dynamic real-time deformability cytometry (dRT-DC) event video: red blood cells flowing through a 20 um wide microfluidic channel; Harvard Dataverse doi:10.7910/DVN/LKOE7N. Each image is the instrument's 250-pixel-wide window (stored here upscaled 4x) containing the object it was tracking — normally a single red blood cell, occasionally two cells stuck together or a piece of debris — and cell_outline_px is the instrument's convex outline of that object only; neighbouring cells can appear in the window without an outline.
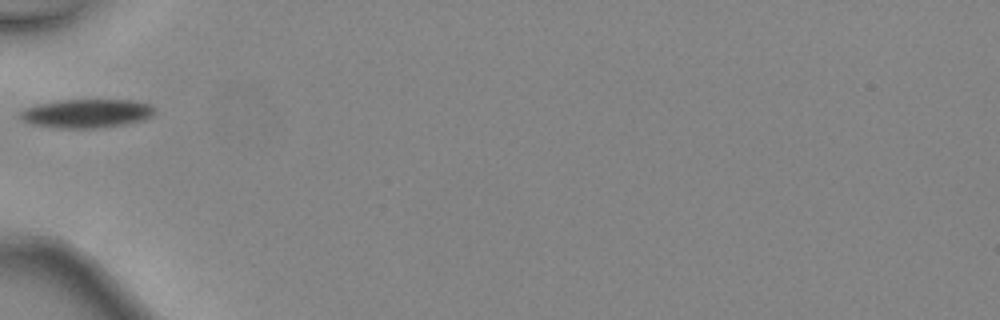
{"species": "common noctule bat (a hibernating species)", "species_latin": "Nyctalus noctula", "temperature_condition": "warm", "stored_images_in_passage": 8, "camera_frame_rate_fps": 3000, "um_per_image_px": 0.085, "animal": {"sex": "female", "body_mass_g": 24.6, "forearm_length_mm": 56.2}, "frame": {"image": 1, "passage_image": 1, "time_ms": 0.0, "image_size_px": [1000, 320], "cell_outline_px": [[156, 112], [140, 120], [124, 124], [100, 128], [52, 128], [28, 124], [20, 120], [20, 112], [24, 108], [40, 104], [60, 100], [136, 100], [152, 104], [156, 108]], "centroid_in_image_um": [7.33, 9.64], "position_along_channel_um": 77.7, "area_um2": 22.72}}
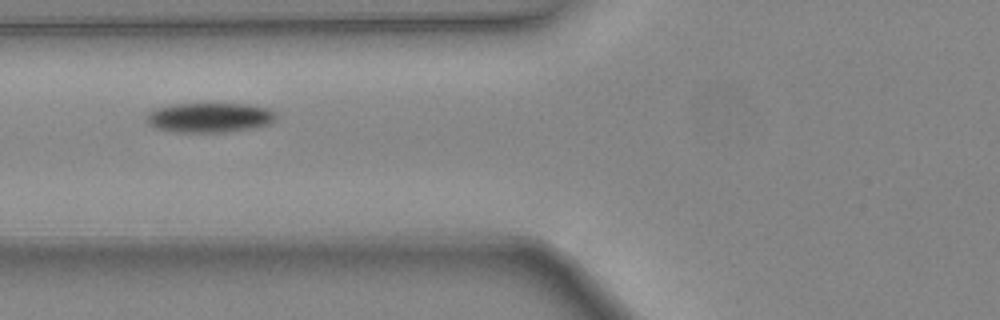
{"frame": {"image": 2, "passage_image": 3, "time_ms": 0.667, "image_size_px": [1000, 320], "cell_outline_px": [[276, 120], [272, 124], [256, 128], [224, 132], [176, 132], [152, 128], [144, 120], [148, 112], [156, 108], [172, 104], [248, 104], [268, 108], [276, 112]], "centroid_in_image_um": [17.82, 10.0], "position_along_channel_um": 108.0, "area_um2": 22.89}}